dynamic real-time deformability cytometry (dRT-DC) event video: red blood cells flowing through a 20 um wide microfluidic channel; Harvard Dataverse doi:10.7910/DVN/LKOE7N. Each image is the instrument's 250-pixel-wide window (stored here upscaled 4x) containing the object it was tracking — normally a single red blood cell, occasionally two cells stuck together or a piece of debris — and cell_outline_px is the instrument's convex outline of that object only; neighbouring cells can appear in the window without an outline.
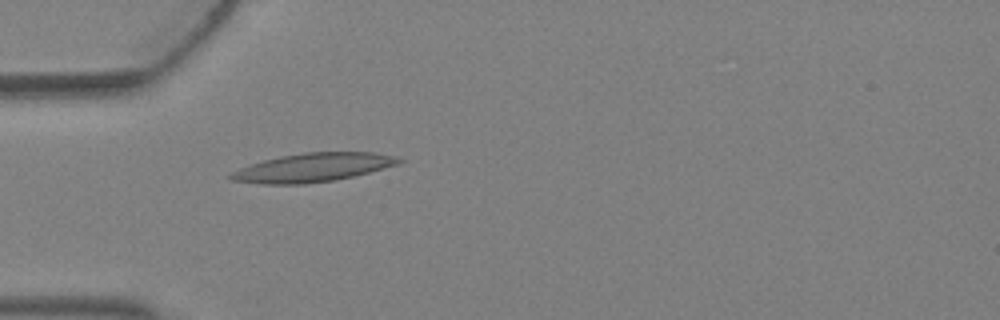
{"species": "Egyptian fruit bat (a non-hibernating species)", "species_latin": "Rousettus aegyptiacus", "temperature_condition": "warm", "stored_images_in_passage": 1, "camera_frame_rate_fps": 3000, "um_per_image_px": 0.085, "animal": {"sex": "female"}, "frame": {"image": 1, "passage_image": 1, "time_ms": 0.0, "image_size_px": [1000, 320], "cell_outline_px": [[404, 160], [396, 164], [368, 172], [352, 176], [332, 180], [304, 184], [264, 184], [232, 180], [224, 176], [240, 168], [264, 160], [280, 156], [304, 152], [372, 152], [392, 156]], "centroid_in_image_um": [26.52, 14.24], "position_along_channel_um": 58.5, "area_um2": 27.63}}